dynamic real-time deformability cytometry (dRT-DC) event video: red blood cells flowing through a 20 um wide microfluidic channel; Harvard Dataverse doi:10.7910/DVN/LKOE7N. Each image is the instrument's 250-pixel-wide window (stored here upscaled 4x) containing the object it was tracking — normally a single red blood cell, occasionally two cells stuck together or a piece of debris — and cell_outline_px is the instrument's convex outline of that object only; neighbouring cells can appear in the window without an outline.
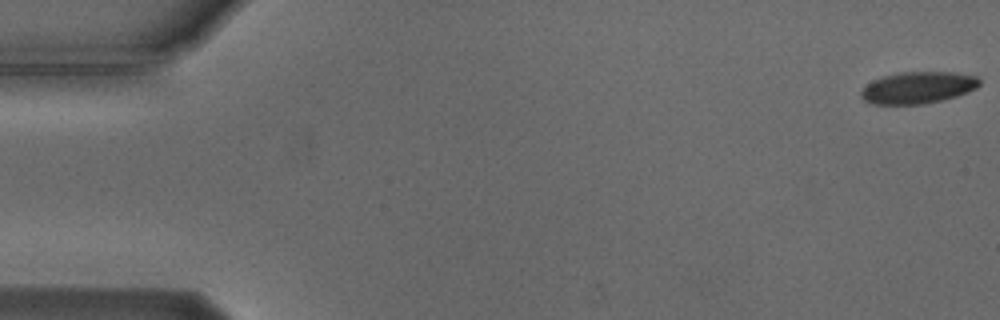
{"species": "Egyptian fruit bat (a non-hibernating species)", "species_latin": "Rousettus aegyptiacus", "temperature_condition": "cold", "stored_images_in_passage": 50, "camera_frame_rate_fps": 3000, "um_per_image_px": 0.085, "animal": {"sex": "male"}, "frame": {"image": 1, "passage_image": 1, "time_ms": 0.0, "image_size_px": [1000, 320], "cell_outline_px": [[980, 84], [976, 88], [968, 92], [956, 96], [924, 104], [872, 104], [864, 100], [860, 96], [860, 92], [872, 80], [884, 76], [900, 72], [956, 72], [976, 76], [980, 80]], "centroid_in_image_um": [78.03, 7.44], "position_along_channel_um": 7.0, "area_um2": 21.91}}
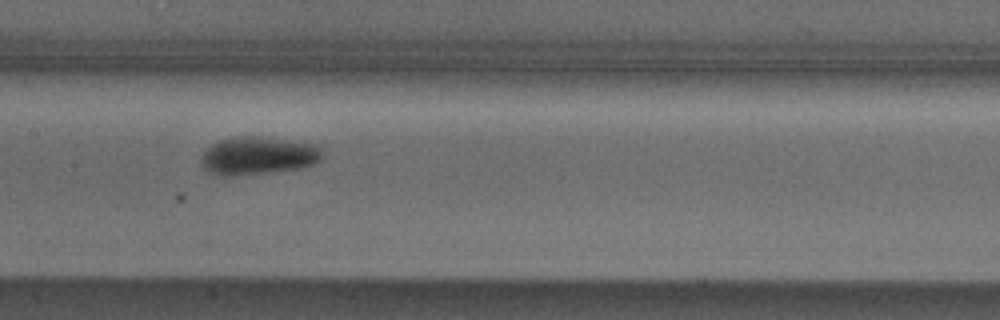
{"frame": {"image": 2, "passage_image": 27, "time_ms": 8.667, "image_size_px": [1000, 320], "cell_outline_px": [[324, 156], [316, 164], [300, 168], [228, 176], [216, 176], [208, 172], [200, 164], [200, 156], [212, 144], [220, 140], [236, 136], [256, 136], [320, 144], [324, 152]], "centroid_in_image_um": [21.96, 13.22], "position_along_channel_um": 185.4, "area_um2": 27.11}}
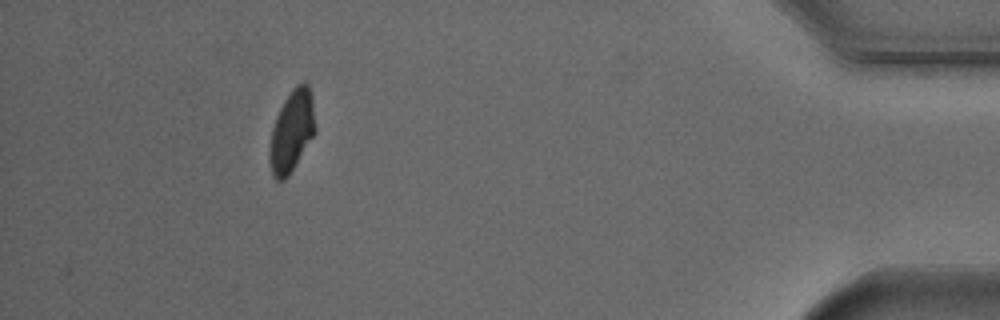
{"frame": {"image": 3, "passage_image": 50, "time_ms": 16.333, "image_size_px": [1000, 320], "cell_outline_px": [[316, 132], [288, 176], [284, 180], [276, 180], [272, 176], [272, 128], [276, 116], [284, 100], [292, 88], [296, 84], [304, 80], [308, 84], [312, 96], [316, 128]], "centroid_in_image_um": [24.86, 11.06], "position_along_channel_um": 410.3, "area_um2": 21.21}, "authors_computed_cell_mechanics": {"area_um2": 23.6402, "velocity_mm_per_s": 3.7399, "shape_relaxation_time_tau1_ms": 1.894, "shape_relaxation_time_tau2_ms": null, "deformation_change_tau1": 0.0983, "deformation_change_tau2": null}}